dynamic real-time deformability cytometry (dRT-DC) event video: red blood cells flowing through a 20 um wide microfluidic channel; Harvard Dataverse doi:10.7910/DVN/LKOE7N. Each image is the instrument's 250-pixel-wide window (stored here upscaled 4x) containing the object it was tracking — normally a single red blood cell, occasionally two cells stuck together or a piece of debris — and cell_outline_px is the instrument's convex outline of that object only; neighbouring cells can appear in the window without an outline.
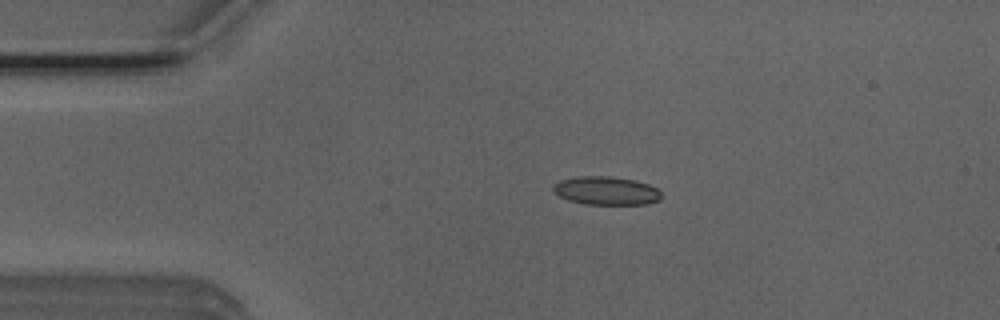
{"species": "Egyptian fruit bat (a non-hibernating species)", "species_latin": "Rousettus aegyptiacus", "temperature_condition": "room temperature", "stored_images_in_passage": 4, "camera_frame_rate_fps": 3000, "um_per_image_px": 0.085, "animal": {"sex": "male"}, "frame": {"image": 1, "passage_image": 3, "time_ms": 0.667, "image_size_px": [1000, 320], "cell_outline_px": [[660, 200], [648, 204], [584, 204], [568, 200], [560, 196], [552, 188], [552, 184], [560, 180], [580, 176], [608, 176], [636, 180], [648, 184], [656, 188], [660, 192]], "centroid_in_image_um": [51.52, 16.21], "position_along_channel_um": 33.5, "area_um2": 17.86}}